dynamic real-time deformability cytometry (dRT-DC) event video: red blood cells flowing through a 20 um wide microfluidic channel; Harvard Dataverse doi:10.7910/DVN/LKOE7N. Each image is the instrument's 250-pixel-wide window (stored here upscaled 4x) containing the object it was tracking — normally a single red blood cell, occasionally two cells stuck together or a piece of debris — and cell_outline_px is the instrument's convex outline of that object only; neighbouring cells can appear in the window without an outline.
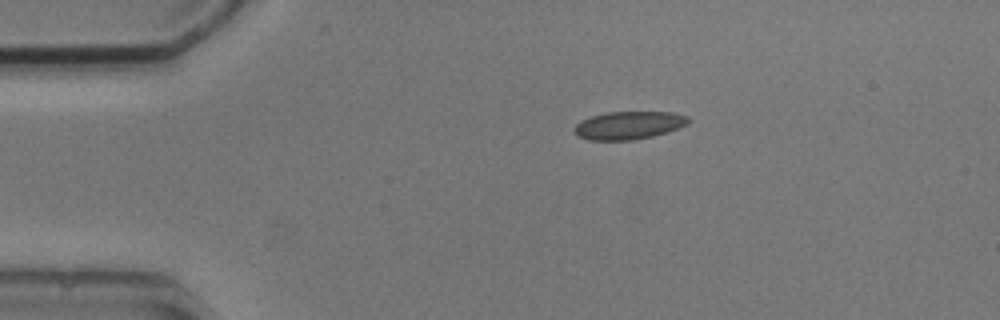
{"species": "common noctule bat (a hibernating species)", "species_latin": "Nyctalus noctula", "temperature_condition": "cold", "stored_images_in_passage": 5, "camera_frame_rate_fps": 3000, "um_per_image_px": 0.085, "animal": {"sex": "male", "body_mass_g": 20.5, "forearm_length_mm": 52.5}, "frame": {"image": 1, "passage_image": 1, "time_ms": 0.0, "image_size_px": [1000, 320], "cell_outline_px": [[688, 124], [652, 136], [632, 140], [588, 140], [576, 136], [572, 132], [572, 128], [580, 120], [592, 116], [608, 112], [672, 112], [688, 116]], "centroid_in_image_um": [53.35, 10.65], "position_along_channel_um": 31.6, "area_um2": 18.55}}
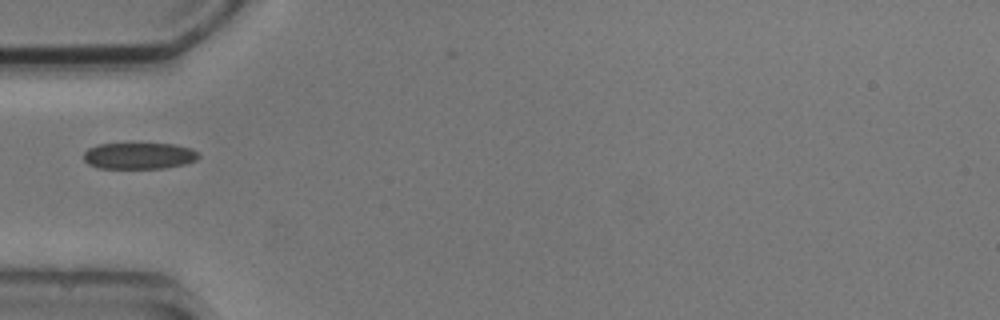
{"frame": {"image": 2, "passage_image": 3, "time_ms": 2.333, "image_size_px": [1000, 320], "cell_outline_px": [[200, 156], [196, 160], [184, 164], [164, 168], [96, 168], [88, 164], [84, 160], [84, 152], [88, 148], [100, 144], [176, 144], [192, 148], [200, 152]], "centroid_in_image_um": [11.85, 13.24], "position_along_channel_um": 73.2, "area_um2": 17.8}}